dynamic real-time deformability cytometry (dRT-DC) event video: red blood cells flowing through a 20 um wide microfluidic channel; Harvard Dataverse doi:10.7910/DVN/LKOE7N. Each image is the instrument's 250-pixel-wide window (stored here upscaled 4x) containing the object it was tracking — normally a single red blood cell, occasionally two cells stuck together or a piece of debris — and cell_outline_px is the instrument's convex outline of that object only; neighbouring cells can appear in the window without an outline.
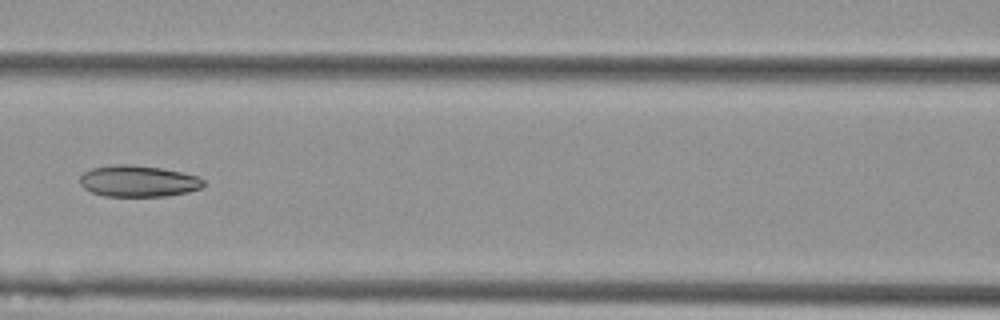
{"species": "Egyptian fruit bat (a non-hibernating species)", "species_latin": "Rousettus aegyptiacus", "temperature_condition": "cold", "stored_images_in_passage": 7, "camera_frame_rate_fps": 3000, "um_per_image_px": 0.085, "animal": {"sex": "female"}, "frame": {"image": 1, "passage_image": 7, "time_ms": 2.0, "image_size_px": [1000, 320], "cell_outline_px": [[204, 184], [200, 188], [188, 192], [168, 196], [104, 196], [92, 192], [84, 188], [80, 184], [80, 176], [84, 172], [92, 168], [112, 164], [128, 164], [164, 168], [196, 176], [204, 180]], "centroid_in_image_um": [11.73, 15.39], "position_along_channel_um": 154.9, "area_um2": 22.66}}